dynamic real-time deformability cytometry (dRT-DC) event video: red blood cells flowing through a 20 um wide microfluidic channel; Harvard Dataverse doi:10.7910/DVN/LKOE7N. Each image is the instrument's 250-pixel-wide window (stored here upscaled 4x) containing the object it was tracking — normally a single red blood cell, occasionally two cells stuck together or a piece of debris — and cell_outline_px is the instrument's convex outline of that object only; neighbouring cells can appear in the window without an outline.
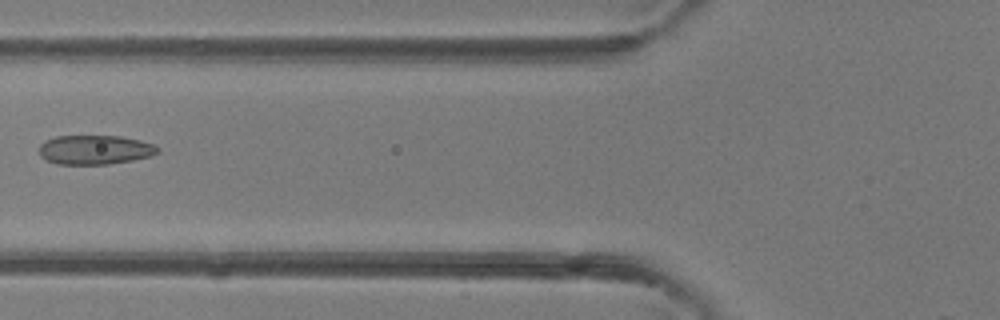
{"species": "common noctule bat (a hibernating species)", "species_latin": "Nyctalus noctula", "temperature_condition": "room temperature", "stored_images_in_passage": 6, "camera_frame_rate_fps": 3000, "um_per_image_px": 0.085, "animal": {"sex": "female"}, "frame": {"image": 1, "passage_image": 6, "time_ms": 5.667, "image_size_px": [1000, 320], "cell_outline_px": [[160, 152], [152, 156], [132, 160], [108, 164], [56, 164], [40, 156], [40, 144], [44, 140], [56, 136], [120, 136], [140, 140], [152, 144], [160, 148]], "centroid_in_image_um": [8.08, 12.73], "position_along_channel_um": 117.7, "area_um2": 20.29}}